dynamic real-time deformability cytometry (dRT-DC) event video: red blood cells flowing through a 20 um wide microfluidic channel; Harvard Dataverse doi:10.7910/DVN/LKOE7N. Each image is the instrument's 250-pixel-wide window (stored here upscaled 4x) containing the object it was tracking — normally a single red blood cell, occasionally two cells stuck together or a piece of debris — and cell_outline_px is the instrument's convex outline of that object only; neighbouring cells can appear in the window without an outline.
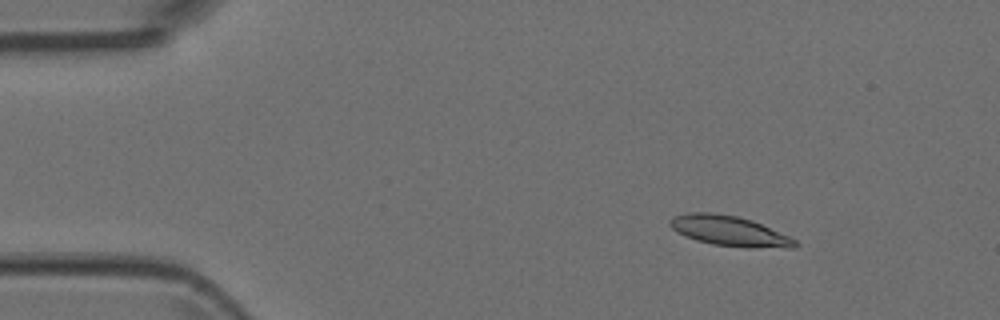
{"species": "Egyptian fruit bat (a non-hibernating species)", "species_latin": "Rousettus aegyptiacus", "temperature_condition": "room temperature", "stored_images_in_passage": 5, "camera_frame_rate_fps": 3000, "um_per_image_px": 0.085, "animal": {"sex": "female"}, "frame": {"image": 1, "passage_image": 2, "time_ms": 0.333, "image_size_px": [1000, 320], "cell_outline_px": [[800, 244], [796, 248], [744, 248], [712, 244], [696, 240], [684, 236], [676, 232], [668, 224], [668, 220], [672, 216], [688, 212], [712, 212], [736, 216], [752, 220], [788, 236], [796, 240]], "centroid_in_image_um": [61.97, 19.64], "position_along_channel_um": 23.0, "area_um2": 22.31}}